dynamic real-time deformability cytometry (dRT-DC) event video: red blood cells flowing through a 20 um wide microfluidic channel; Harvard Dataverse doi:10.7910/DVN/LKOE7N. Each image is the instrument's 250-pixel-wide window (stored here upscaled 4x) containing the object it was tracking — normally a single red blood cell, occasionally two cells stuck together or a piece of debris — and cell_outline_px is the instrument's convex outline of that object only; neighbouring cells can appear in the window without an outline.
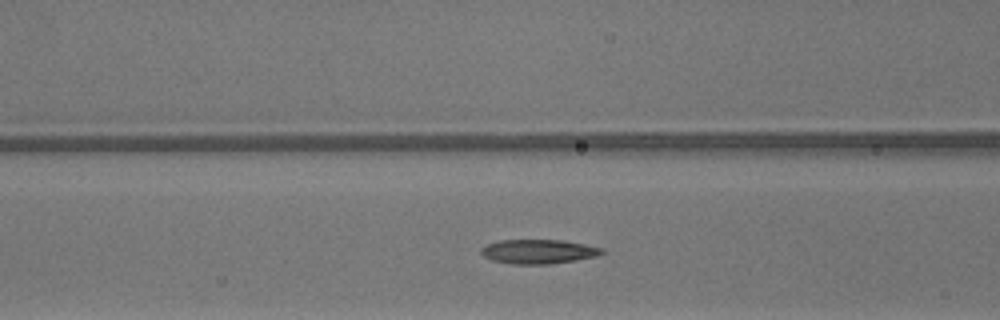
{"species": "common noctule bat (a hibernating species)", "species_latin": "Nyctalus noctula", "temperature_condition": "warm", "stored_images_in_passage": 47, "camera_frame_rate_fps": 3000, "um_per_image_px": 0.085, "animal": {"sex": "male", "body_mass_g": 13.3}, "frame": {"image": 1, "passage_image": 21, "time_ms": 6.667, "image_size_px": [1000, 320], "cell_outline_px": [[604, 252], [596, 256], [576, 260], [548, 264], [512, 264], [492, 260], [484, 256], [480, 252], [480, 248], [488, 244], [500, 240], [560, 240], [584, 244], [604, 248]], "centroid_in_image_um": [45.76, 21.38], "position_along_channel_um": 120.8, "area_um2": 16.99}}
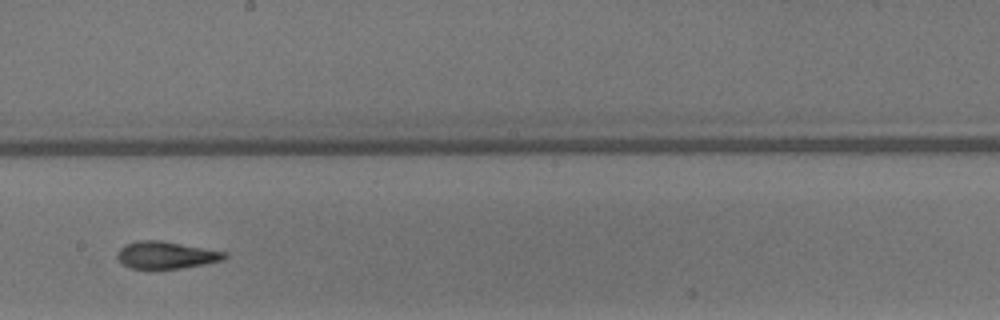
{"frame": {"image": 2, "passage_image": 29, "time_ms": 9.333, "image_size_px": [1000, 320], "cell_outline_px": [[228, 256], [224, 260], [184, 268], [156, 272], [128, 268], [116, 256], [116, 252], [124, 244], [136, 240], [164, 240], [228, 252]], "centroid_in_image_um": [14.1, 21.71], "position_along_channel_um": 234.1, "area_um2": 18.09}}
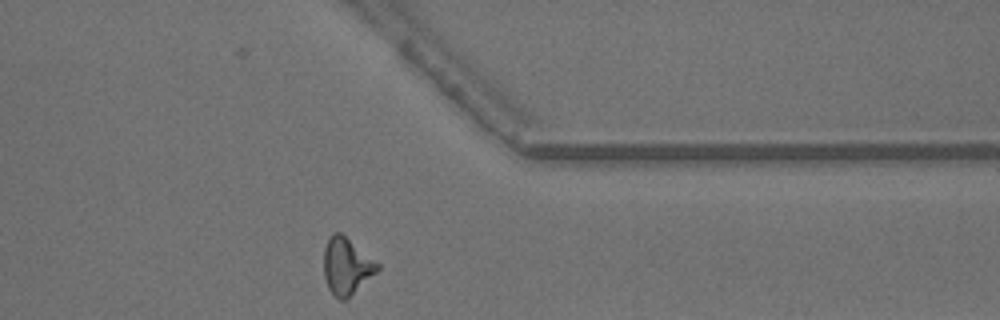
{"frame": {"image": 3, "passage_image": 40, "time_ms": 13.0, "image_size_px": [1000, 320], "cell_outline_px": [[380, 268], [376, 272], [344, 300], [340, 300], [328, 288], [324, 276], [324, 248], [328, 240], [336, 232], [340, 232], [380, 264]], "centroid_in_image_um": [29.45, 22.61], "position_along_channel_um": 382.0, "area_um2": 17.17}, "authors_computed_cell_mechanics": {"area_um2": 17.2822, "velocity_mm_per_s": 4.2497, "shape_relaxation_time_tau1_ms": 3.8036, "shape_relaxation_time_tau2_ms": 2.4841, "deformation_change_tau1": 0.2041, "deformation_change_tau2": 0.1313}}